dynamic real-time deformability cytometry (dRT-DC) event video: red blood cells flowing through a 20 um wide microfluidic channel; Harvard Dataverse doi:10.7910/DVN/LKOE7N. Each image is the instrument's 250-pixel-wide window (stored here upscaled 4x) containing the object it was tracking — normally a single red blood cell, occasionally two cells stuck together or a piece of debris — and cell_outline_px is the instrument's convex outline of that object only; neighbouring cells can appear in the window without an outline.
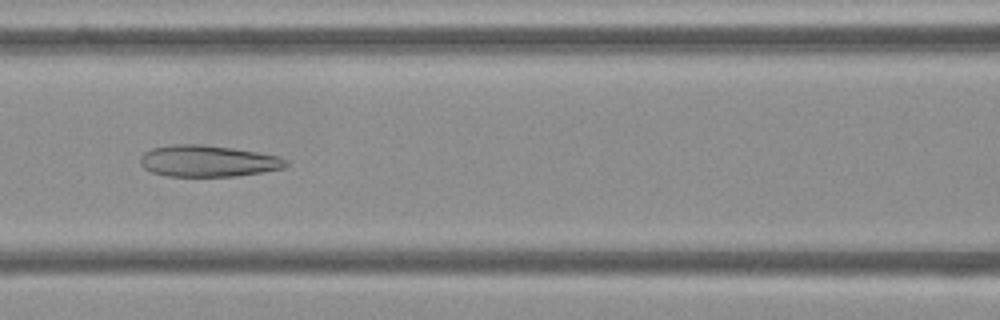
{"species": "Egyptian fruit bat (a non-hibernating species)", "species_latin": "Rousettus aegyptiacus", "temperature_condition": "cold", "stored_images_in_passage": 20, "camera_frame_rate_fps": 3000, "um_per_image_px": 0.085, "frame": {"image": 1, "passage_image": 9, "time_ms": 2.667, "image_size_px": [1000, 320], "cell_outline_px": [[288, 164], [284, 168], [236, 176], [168, 176], [152, 172], [144, 168], [140, 164], [140, 156], [144, 152], [152, 148], [172, 144], [204, 144], [232, 148], [280, 156], [288, 160]], "centroid_in_image_um": [17.66, 13.68], "position_along_channel_um": 148.9, "area_um2": 26.76}}
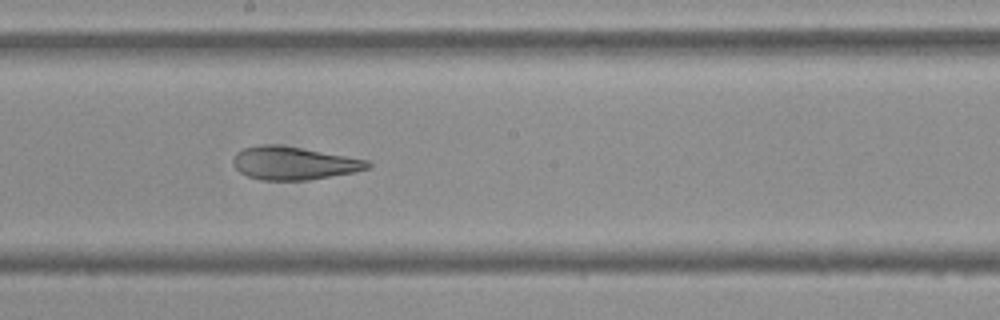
{"frame": {"image": 2, "passage_image": 15, "time_ms": 4.667, "image_size_px": [1000, 320], "cell_outline_px": [[372, 164], [368, 168], [352, 172], [304, 180], [260, 180], [248, 176], [240, 172], [232, 164], [232, 160], [236, 152], [244, 148], [260, 144], [276, 144], [300, 148], [368, 160]], "centroid_in_image_um": [24.9, 13.86], "position_along_channel_um": 223.3, "area_um2": 25.55}}
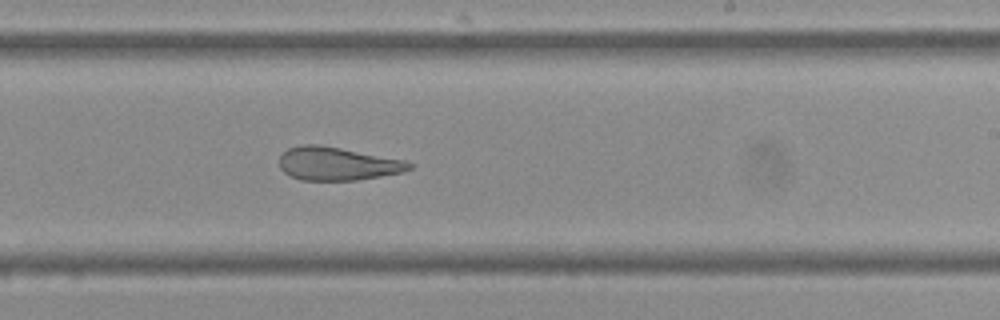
{"frame": {"image": 3, "passage_image": 18, "time_ms": 5.667, "image_size_px": [1000, 320], "cell_outline_px": [[412, 168], [404, 172], [356, 180], [300, 180], [288, 176], [280, 168], [280, 156], [288, 148], [300, 144], [320, 144], [404, 160], [412, 164]], "centroid_in_image_um": [28.64, 13.91], "position_along_channel_um": 260.4, "area_um2": 25.2}}